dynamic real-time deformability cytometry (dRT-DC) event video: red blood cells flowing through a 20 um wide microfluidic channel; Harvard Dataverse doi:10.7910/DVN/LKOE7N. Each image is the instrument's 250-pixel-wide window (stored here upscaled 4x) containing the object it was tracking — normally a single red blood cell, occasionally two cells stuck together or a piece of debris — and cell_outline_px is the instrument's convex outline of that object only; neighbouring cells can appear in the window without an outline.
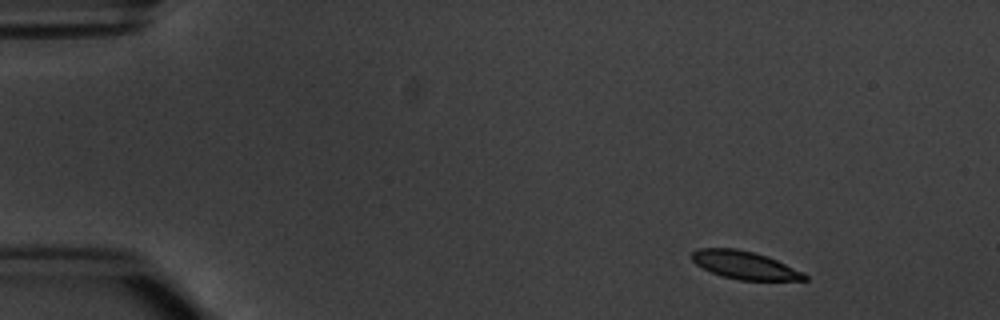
{"species": "common noctule bat (a hibernating species)", "species_latin": "Nyctalus noctula", "temperature_condition": "warm", "stored_images_in_passage": 3, "camera_frame_rate_fps": 3000, "um_per_image_px": 0.085, "animal": {"sex": "male", "body_mass_g": 20.1, "forearm_length_mm": 53.5}, "frame": {"image": 1, "passage_image": 1, "time_ms": 0.0, "image_size_px": [1000, 320], "cell_outline_px": [[808, 280], [740, 280], [724, 276], [712, 272], [696, 264], [688, 256], [696, 248], [736, 248], [752, 252], [776, 260], [804, 272], [808, 276]], "centroid_in_image_um": [63.27, 22.53], "position_along_channel_um": 21.7, "area_um2": 18.21}}
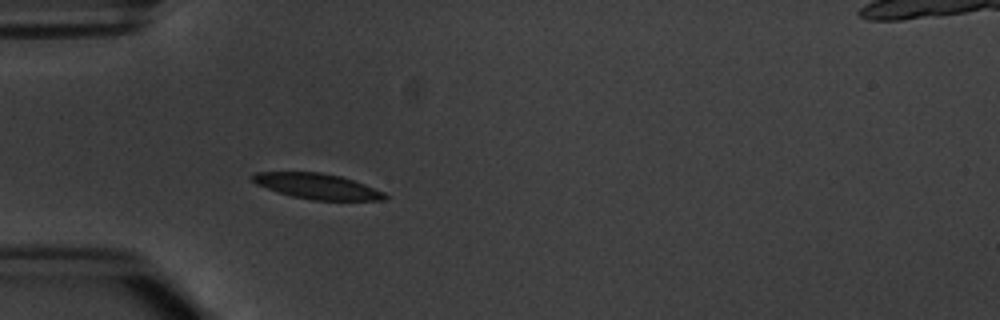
{"frame": {"image": 2, "passage_image": 3, "time_ms": 3.333, "image_size_px": [1000, 320], "cell_outline_px": [[388, 196], [384, 200], [312, 200], [292, 196], [276, 192], [256, 184], [248, 176], [256, 172], [320, 172], [340, 176], [364, 184], [384, 192]], "centroid_in_image_um": [26.91, 15.83], "position_along_channel_um": 58.1, "area_um2": 19.65}}